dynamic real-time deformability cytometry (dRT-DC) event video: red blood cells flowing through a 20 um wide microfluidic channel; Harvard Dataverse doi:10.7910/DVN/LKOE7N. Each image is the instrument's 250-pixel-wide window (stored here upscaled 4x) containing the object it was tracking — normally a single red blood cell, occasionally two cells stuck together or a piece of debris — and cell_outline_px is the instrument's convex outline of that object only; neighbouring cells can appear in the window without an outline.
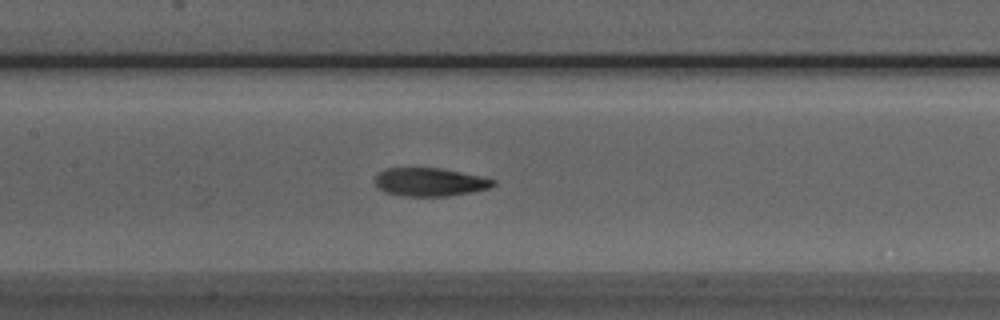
{"species": "Egyptian fruit bat (a non-hibernating species)", "species_latin": "Rousettus aegyptiacus", "temperature_condition": "room temperature", "stored_images_in_passage": 52, "camera_frame_rate_fps": 3000, "um_per_image_px": 0.085, "animal": {"sex": "male"}, "frame": {"image": 1, "passage_image": 24, "time_ms": 7.667, "image_size_px": [1000, 320], "cell_outline_px": [[496, 184], [488, 188], [472, 192], [448, 196], [400, 196], [384, 192], [376, 188], [376, 176], [380, 172], [388, 168], [440, 168], [484, 176], [496, 180]], "centroid_in_image_um": [36.56, 15.48], "position_along_channel_um": 170.8, "area_um2": 19.65}}
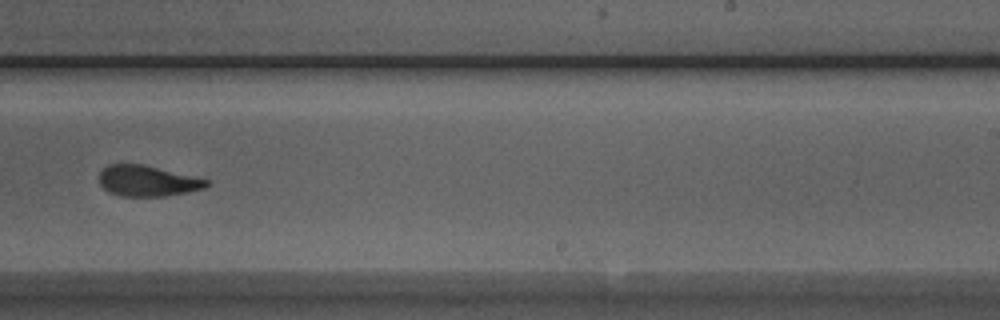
{"frame": {"image": 2, "passage_image": 32, "time_ms": 10.333, "image_size_px": [1000, 320], "cell_outline_px": [[208, 184], [204, 188], [188, 192], [164, 196], [120, 196], [108, 192], [100, 184], [100, 172], [108, 164], [144, 164], [208, 180]], "centroid_in_image_um": [12.5, 15.38], "position_along_channel_um": 276.5, "area_um2": 19.07}}
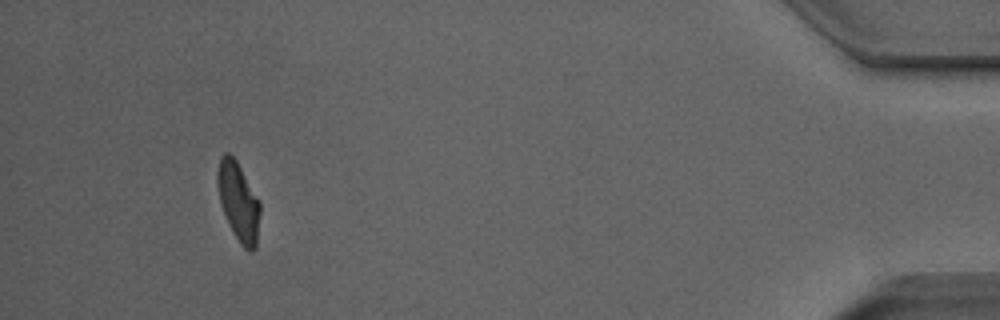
{"frame": {"image": 3, "passage_image": 48, "time_ms": 15.667, "image_size_px": [1000, 320], "cell_outline_px": [[260, 212], [256, 248], [252, 252], [248, 252], [240, 244], [228, 224], [220, 200], [216, 180], [216, 172], [220, 156], [224, 152], [228, 152], [236, 160], [260, 200]], "centroid_in_image_um": [20.27, 17.13], "position_along_channel_um": 414.9, "area_um2": 19.71}, "authors_computed_cell_mechanics": {"area_um2": 19.8543, "velocity_mm_per_s": 3.9735, "shape_relaxation_time_tau1_ms": 3.1794, "shape_relaxation_time_tau2_ms": 2.5383, "deformation_change_tau1": 0.1585, "deformation_change_tau2": 0.1024}}